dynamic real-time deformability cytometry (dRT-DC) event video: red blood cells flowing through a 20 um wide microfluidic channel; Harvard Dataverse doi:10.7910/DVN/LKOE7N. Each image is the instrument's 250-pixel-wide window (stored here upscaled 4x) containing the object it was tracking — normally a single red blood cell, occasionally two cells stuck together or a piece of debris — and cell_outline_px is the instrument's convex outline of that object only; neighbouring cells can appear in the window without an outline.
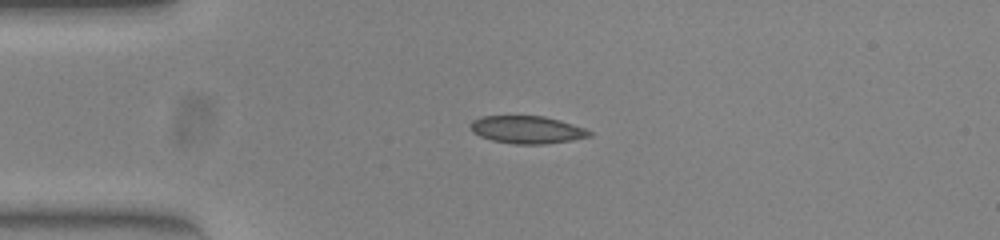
{"species": "common noctule bat (a hibernating species)", "species_latin": "Nyctalus noctula", "temperature_condition": "warm", "stored_images_in_passage": 33, "camera_frame_rate_fps": 3000, "um_per_image_px": 0.085, "animal": {"sex": "female", "body_mass_g": 23.0, "forearm_length_mm": 53.4}, "frame": {"image": 1, "passage_image": 1, "time_ms": 0.0, "image_size_px": [1000, 240], "cell_outline_px": [[592, 136], [572, 140], [544, 144], [516, 144], [492, 140], [480, 136], [472, 132], [468, 128], [468, 124], [472, 120], [484, 116], [544, 116], [560, 120], [584, 128], [592, 132]], "centroid_in_image_um": [44.77, 11.02], "position_along_channel_um": 40.2, "area_um2": 19.19}}
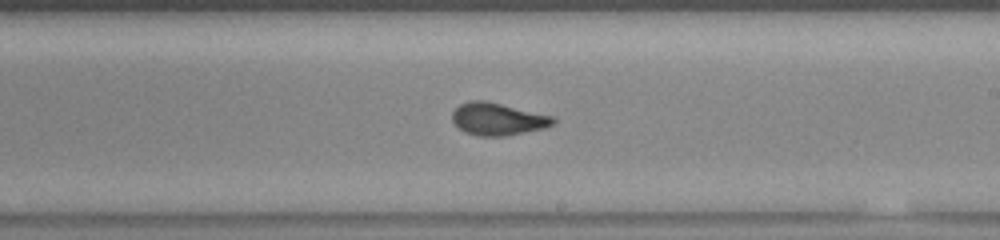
{"frame": {"image": 2, "passage_image": 19, "time_ms": 6.0, "image_size_px": [1000, 240], "cell_outline_px": [[556, 124], [544, 128], [504, 136], [476, 136], [464, 132], [452, 120], [452, 112], [460, 104], [468, 100], [484, 100], [556, 116]], "centroid_in_image_um": [42.34, 10.11], "position_along_channel_um": 246.7, "area_um2": 19.25}}
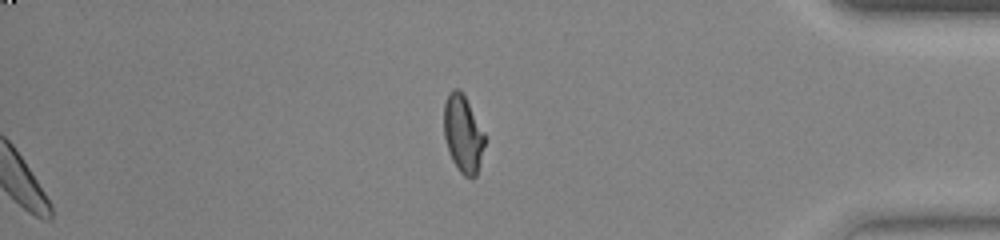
{"frame": {"image": 3, "passage_image": 33, "time_ms": 10.667, "image_size_px": [1000, 240], "cell_outline_px": [[484, 144], [476, 176], [472, 180], [464, 176], [460, 172], [452, 160], [444, 136], [444, 104], [448, 92], [452, 88], [456, 88], [464, 96], [484, 132]], "centroid_in_image_um": [39.34, 11.39], "position_along_channel_um": 395.9, "area_um2": 18.09}, "authors_computed_cell_mechanics": {"area_um2": 19.1318, "velocity_mm_per_s": 3.8945, "shape_relaxation_time_tau1_ms": null, "shape_relaxation_time_tau2_ms": 0.6558, "deformation_change_tau1": null, "deformation_change_tau2": 0.0429}}